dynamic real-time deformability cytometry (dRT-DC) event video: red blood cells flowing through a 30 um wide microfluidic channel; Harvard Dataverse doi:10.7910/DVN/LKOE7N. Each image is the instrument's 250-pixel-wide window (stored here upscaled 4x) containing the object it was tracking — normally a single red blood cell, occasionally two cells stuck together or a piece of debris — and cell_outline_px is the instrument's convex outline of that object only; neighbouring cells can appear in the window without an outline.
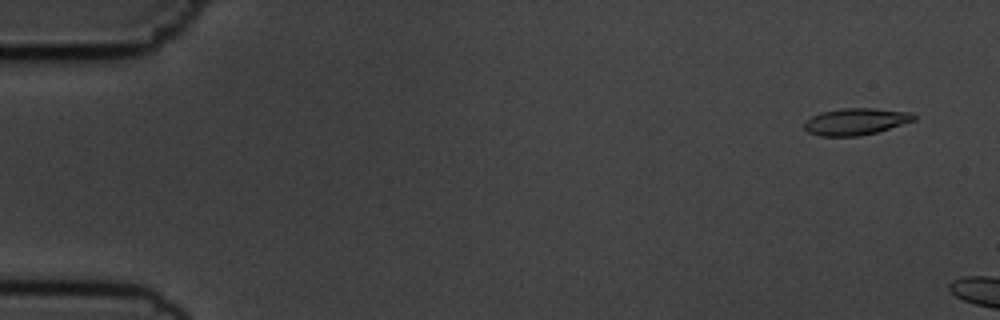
{"species": "common noctule bat (a hibernating species)", "species_latin": "Nyctalus noctula", "temperature_condition": "cold", "stored_images_in_passage": 7, "camera_frame_rate_fps": 3000, "um_per_image_px": 0.085, "animal": {"sex": "male", "body_mass_g": 19.5, "forearm_length_mm": 54.6}, "frame": {"image": 1, "passage_image": 3, "time_ms": 0.667, "image_size_px": [1000, 320], "cell_outline_px": [[916, 120], [876, 132], [860, 136], [820, 136], [808, 132], [804, 128], [804, 124], [812, 116], [820, 112], [844, 108], [872, 108], [912, 112], [916, 116]], "centroid_in_image_um": [72.76, 10.33], "position_along_channel_um": 12.2, "area_um2": 17.05}}